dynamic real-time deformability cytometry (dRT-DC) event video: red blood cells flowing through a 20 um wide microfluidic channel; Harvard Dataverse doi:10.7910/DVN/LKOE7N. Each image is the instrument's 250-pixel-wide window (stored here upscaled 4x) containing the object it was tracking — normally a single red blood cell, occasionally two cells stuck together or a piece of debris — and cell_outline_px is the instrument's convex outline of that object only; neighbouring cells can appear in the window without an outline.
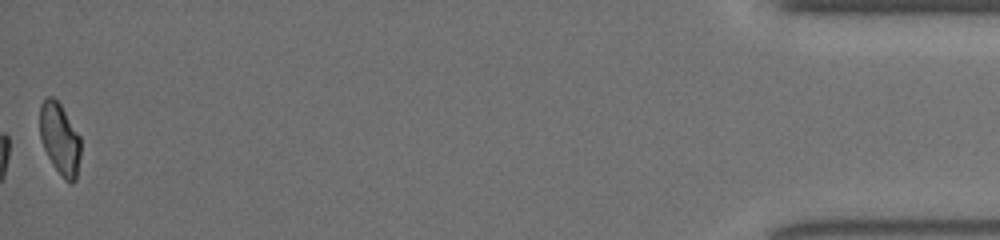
{"species": "common noctule bat (a hibernating species)", "species_latin": "Nyctalus noctula", "temperature_condition": "room temperature", "stored_images_in_passage": 45, "segment_of_instrument_passage": [2, 2], "camera_frame_rate_fps": 3000, "um_per_image_px": 0.085, "animal": {"sex": "female", "body_mass_g": 19.5, "forearm_length_mm": 54.1}, "frame": {"image": 1, "passage_image": 45, "time_ms": 14.667, "image_size_px": [1000, 240], "cell_outline_px": [[80, 156], [76, 180], [72, 184], [68, 184], [64, 180], [52, 164], [44, 148], [40, 136], [40, 104], [48, 96], [52, 96], [60, 104], [80, 136]], "centroid_in_image_um": [5.09, 11.84], "position_along_channel_um": 430.1, "area_um2": 17.05}}